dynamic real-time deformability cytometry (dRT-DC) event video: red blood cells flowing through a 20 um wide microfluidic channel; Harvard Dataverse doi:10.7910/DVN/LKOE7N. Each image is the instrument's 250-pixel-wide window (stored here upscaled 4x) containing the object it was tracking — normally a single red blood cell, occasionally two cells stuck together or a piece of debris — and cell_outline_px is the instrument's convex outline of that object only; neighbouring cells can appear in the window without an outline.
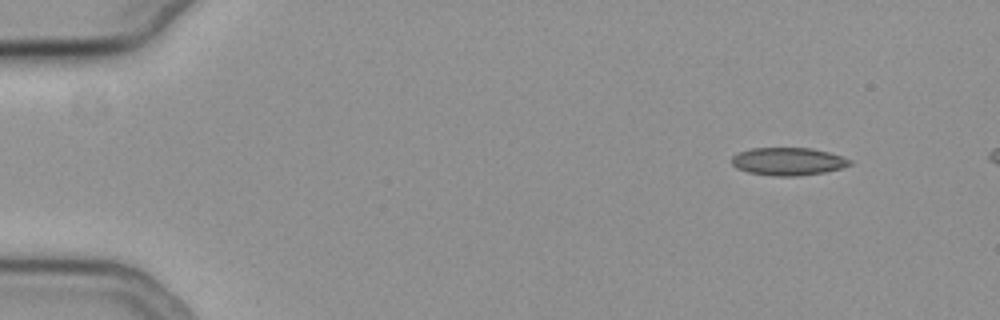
{"species": "common noctule bat (a hibernating species)", "species_latin": "Nyctalus noctula", "temperature_condition": "cold", "stored_images_in_passage": 14, "camera_frame_rate_fps": 3000, "um_per_image_px": 0.085, "animal": {"sex": "female", "body_mass_g": 19.3, "forearm_length_mm": 54.1}, "frame": {"image": 1, "passage_image": 5, "time_ms": 1.333, "image_size_px": [1000, 320], "cell_outline_px": [[852, 164], [840, 168], [824, 172], [796, 176], [772, 176], [748, 172], [736, 168], [732, 164], [732, 156], [736, 152], [752, 148], [812, 148], [828, 152], [852, 160]], "centroid_in_image_um": [66.95, 13.72], "position_along_channel_um": 18.1, "area_um2": 19.13}}